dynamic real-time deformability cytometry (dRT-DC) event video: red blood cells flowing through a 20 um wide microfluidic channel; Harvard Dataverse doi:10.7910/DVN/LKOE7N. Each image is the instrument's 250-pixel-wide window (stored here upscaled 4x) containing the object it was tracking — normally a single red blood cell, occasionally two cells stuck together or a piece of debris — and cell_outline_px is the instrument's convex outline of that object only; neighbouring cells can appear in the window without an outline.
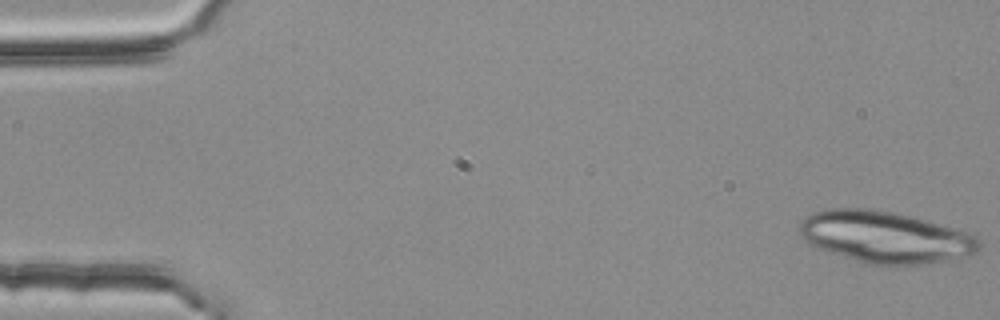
{"species": "common noctule bat (a hibernating species)", "species_latin": "Nyctalus noctula", "temperature_condition": "room temperature", "stored_images_in_passage": 4, "camera_frame_rate_fps": 3000, "um_per_image_px": 0.085, "animal": {"sex": "female", "body_mass_g": 25.1}, "frame": {"image": 1, "passage_image": 1, "time_ms": 0.0, "image_size_px": [1000, 320], "cell_outline_px": [[980, 248], [976, 252], [928, 264], [908, 268], [888, 268], [864, 264], [828, 252], [808, 244], [800, 236], [800, 224], [812, 212], [832, 208], [868, 208], [908, 216], [972, 232], [980, 240]], "centroid_in_image_um": [75.24, 20.21], "position_along_channel_um": 9.8, "area_um2": 54.97}}
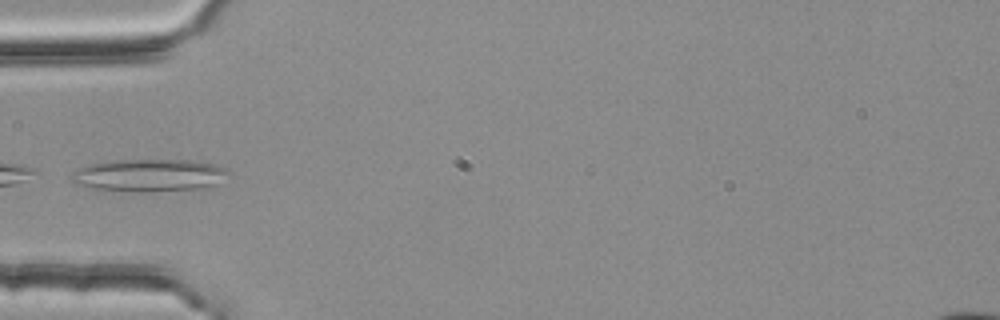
{"frame": {"image": 2, "passage_image": 4, "time_ms": 1.0, "image_size_px": [1000, 320], "cell_outline_px": [[232, 172], [212, 184], [204, 188], [152, 192], [96, 192], [72, 184], [68, 180], [72, 172], [76, 168], [92, 164], [116, 160], [192, 160], [216, 164]], "centroid_in_image_um": [12.5, 14.94], "position_along_channel_um": 72.5, "area_um2": 30.75}}